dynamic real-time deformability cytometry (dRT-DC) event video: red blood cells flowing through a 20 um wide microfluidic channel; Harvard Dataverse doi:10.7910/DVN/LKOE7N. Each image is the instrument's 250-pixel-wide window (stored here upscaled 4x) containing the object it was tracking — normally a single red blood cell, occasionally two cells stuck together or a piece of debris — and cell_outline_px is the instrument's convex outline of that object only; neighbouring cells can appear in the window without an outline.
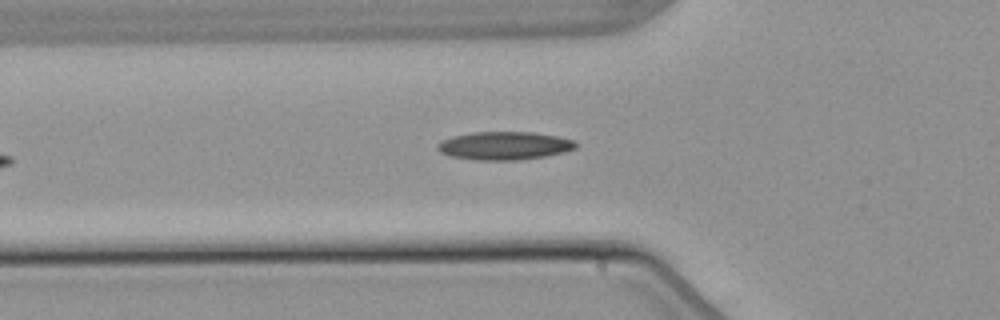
{"species": "common noctule bat (a hibernating species)", "species_latin": "Nyctalus noctula", "temperature_condition": "warm", "stored_images_in_passage": 5, "camera_frame_rate_fps": 3000, "um_per_image_px": 0.085, "animal": {"sex": "male", "body_mass_g": 21.5, "forearm_length_mm": 52.0}, "frame": {"image": 1, "passage_image": 5, "time_ms": 6.333, "image_size_px": [1000, 320], "cell_outline_px": [[576, 148], [564, 152], [544, 156], [516, 160], [476, 160], [452, 156], [440, 152], [436, 148], [436, 144], [440, 140], [452, 136], [472, 132], [532, 132], [556, 136], [576, 140]], "centroid_in_image_um": [42.84, 12.38], "position_along_channel_um": 83.0, "area_um2": 22.72}}